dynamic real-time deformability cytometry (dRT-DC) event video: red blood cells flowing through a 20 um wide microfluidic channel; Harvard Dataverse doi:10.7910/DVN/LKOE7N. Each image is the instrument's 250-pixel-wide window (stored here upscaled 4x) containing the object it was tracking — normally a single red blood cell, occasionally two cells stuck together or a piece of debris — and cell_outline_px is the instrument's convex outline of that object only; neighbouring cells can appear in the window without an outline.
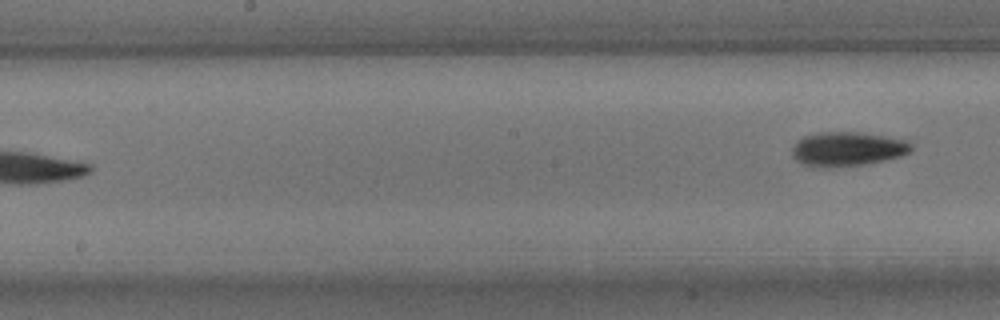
{"species": "common noctule bat (a hibernating species)", "species_latin": "Nyctalus noctula", "temperature_condition": "room temperature", "stored_images_in_passage": 9, "segment_of_instrument_passage": [2, 2], "camera_frame_rate_fps": 3000, "um_per_image_px": 0.085, "animal": {"sex": "male", "body_mass_g": 15.6}, "frame": {"image": 1, "passage_image": 9, "time_ms": 9.333, "image_size_px": [1000, 320], "cell_outline_px": [[912, 148], [908, 152], [900, 156], [868, 164], [832, 168], [816, 168], [804, 164], [796, 160], [792, 156], [792, 148], [796, 140], [804, 136], [820, 132], [860, 132], [904, 140], [912, 144]], "centroid_in_image_um": [71.97, 12.68], "position_along_channel_um": 176.2, "area_um2": 23.93}}